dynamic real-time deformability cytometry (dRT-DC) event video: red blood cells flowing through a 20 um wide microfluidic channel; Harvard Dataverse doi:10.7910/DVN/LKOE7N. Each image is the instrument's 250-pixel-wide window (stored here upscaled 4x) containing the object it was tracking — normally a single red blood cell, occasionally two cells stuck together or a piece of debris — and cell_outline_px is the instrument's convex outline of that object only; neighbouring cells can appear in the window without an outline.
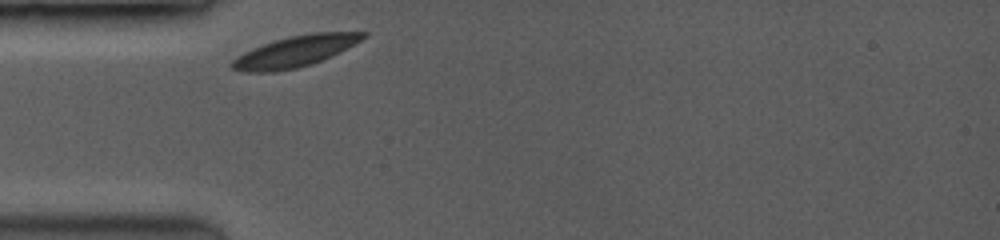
{"species": "common noctule bat (a hibernating species)", "species_latin": "Nyctalus noctula", "temperature_condition": "room temperature", "stored_images_in_passage": 22, "camera_frame_rate_fps": 3500, "um_per_image_px": 0.085, "animal": {"sex": "female", "body_mass_g": 19.0, "forearm_length_mm": 53.3}, "frame": {"image": 1, "passage_image": 1, "time_ms": 0.0, "image_size_px": [1000, 240], "cell_outline_px": [[368, 36], [340, 52], [312, 64], [296, 68], [272, 72], [244, 72], [232, 68], [228, 64], [236, 56], [252, 48], [276, 40], [292, 36], [312, 32], [368, 32]], "centroid_in_image_um": [25.07, 4.37], "position_along_channel_um": 59.9, "area_um2": 23.58}}
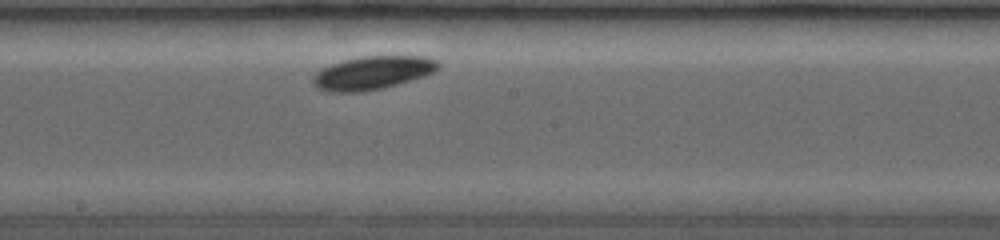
{"frame": {"image": 2, "passage_image": 11, "time_ms": 4.286, "image_size_px": [1000, 240], "cell_outline_px": [[440, 68], [424, 76], [396, 84], [380, 88], [356, 92], [340, 92], [320, 88], [312, 84], [312, 76], [320, 68], [344, 60], [360, 56], [424, 56], [440, 60]], "centroid_in_image_um": [31.69, 6.16], "position_along_channel_um": 216.5, "area_um2": 24.1}}
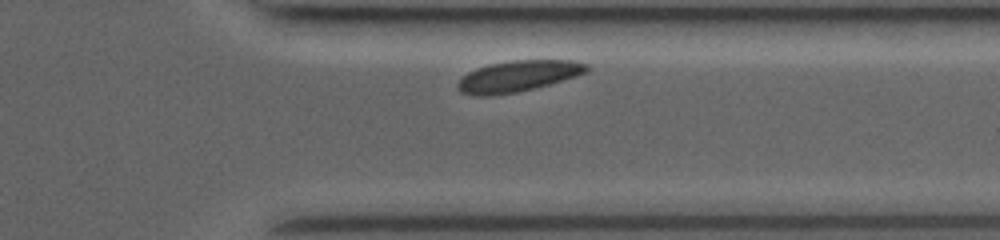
{"frame": {"image": 3, "passage_image": 20, "time_ms": 8.286, "image_size_px": [1000, 240], "cell_outline_px": [[588, 72], [576, 76], [548, 84], [516, 92], [488, 96], [480, 96], [460, 92], [456, 84], [468, 72], [476, 68], [488, 64], [512, 60], [576, 60], [588, 64]], "centroid_in_image_um": [44.04, 6.46], "position_along_channel_um": 367.4, "area_um2": 23.24}, "authors_computed_cell_mechanics": {"area_um2": 22.9755, "velocity_mm_per_s": 3.7391, "shape_relaxation_time_tau1_ms": 0.6904, "shape_relaxation_time_tau2_ms": null, "deformation_change_tau1": 0.0589, "deformation_change_tau2": null}}